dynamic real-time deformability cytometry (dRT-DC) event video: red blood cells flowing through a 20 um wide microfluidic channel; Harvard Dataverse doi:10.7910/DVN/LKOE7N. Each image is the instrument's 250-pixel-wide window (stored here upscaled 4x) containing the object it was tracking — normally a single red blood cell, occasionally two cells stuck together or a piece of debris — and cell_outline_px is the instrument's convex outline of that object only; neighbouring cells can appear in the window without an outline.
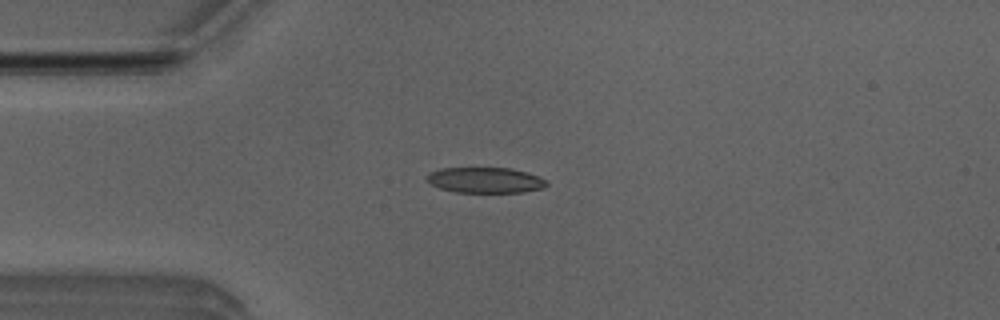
{"species": "Egyptian fruit bat (a non-hibernating species)", "species_latin": "Rousettus aegyptiacus", "temperature_condition": "room temperature", "stored_images_in_passage": 51, "camera_frame_rate_fps": 3000, "um_per_image_px": 0.085, "animal": {"sex": "male"}, "frame": {"image": 1, "passage_image": 13, "time_ms": 4.0, "image_size_px": [1000, 320], "cell_outline_px": [[548, 184], [544, 188], [524, 192], [456, 192], [440, 188], [424, 180], [424, 176], [440, 168], [512, 168], [528, 172], [540, 176], [548, 180]], "centroid_in_image_um": [41.28, 15.31], "position_along_channel_um": 43.7, "area_um2": 18.09}}
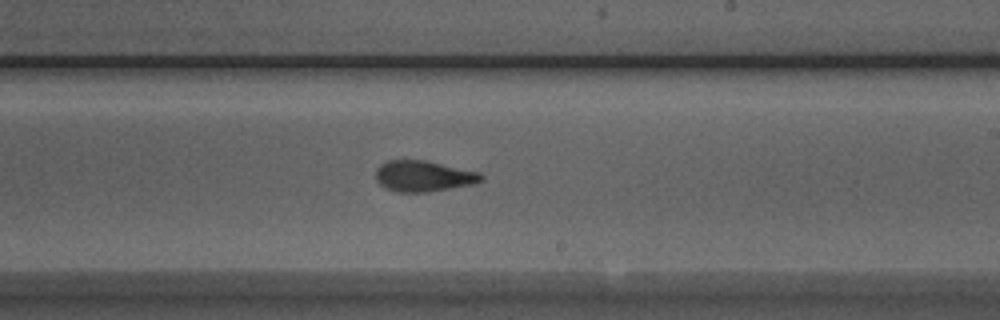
{"frame": {"image": 2, "passage_image": 30, "time_ms": 9.667, "image_size_px": [1000, 320], "cell_outline_px": [[484, 180], [476, 184], [428, 192], [396, 192], [380, 184], [376, 180], [376, 168], [380, 164], [388, 160], [424, 160], [480, 172], [484, 176]], "centroid_in_image_um": [36.03, 14.97], "position_along_channel_um": 253.0, "area_um2": 19.13}}
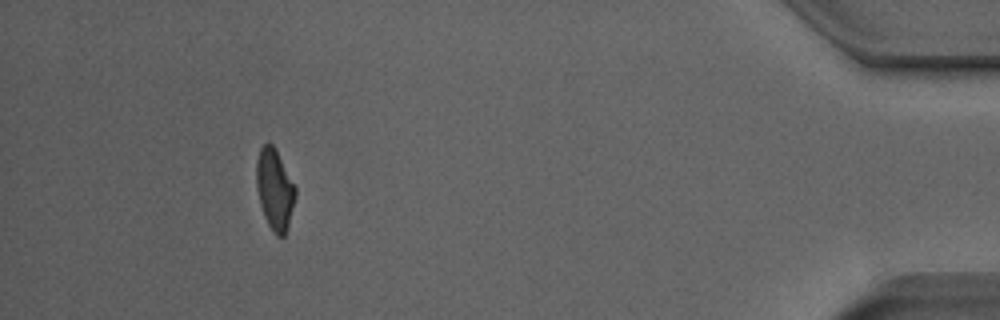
{"frame": {"image": 3, "passage_image": 47, "time_ms": 15.333, "image_size_px": [1000, 320], "cell_outline_px": [[296, 196], [288, 228], [284, 236], [276, 236], [268, 224], [264, 216], [260, 204], [256, 188], [256, 160], [260, 148], [264, 144], [272, 144], [276, 148], [296, 188]], "centroid_in_image_um": [23.35, 16.1], "position_along_channel_um": 411.9, "area_um2": 18.5}, "authors_computed_cell_mechanics": {"area_um2": 18.8428, "velocity_mm_per_s": 4.004, "shape_relaxation_time_tau1_ms": null, "shape_relaxation_time_tau2_ms": 1.4076, "deformation_change_tau1": null, "deformation_change_tau2": 0.0812}}